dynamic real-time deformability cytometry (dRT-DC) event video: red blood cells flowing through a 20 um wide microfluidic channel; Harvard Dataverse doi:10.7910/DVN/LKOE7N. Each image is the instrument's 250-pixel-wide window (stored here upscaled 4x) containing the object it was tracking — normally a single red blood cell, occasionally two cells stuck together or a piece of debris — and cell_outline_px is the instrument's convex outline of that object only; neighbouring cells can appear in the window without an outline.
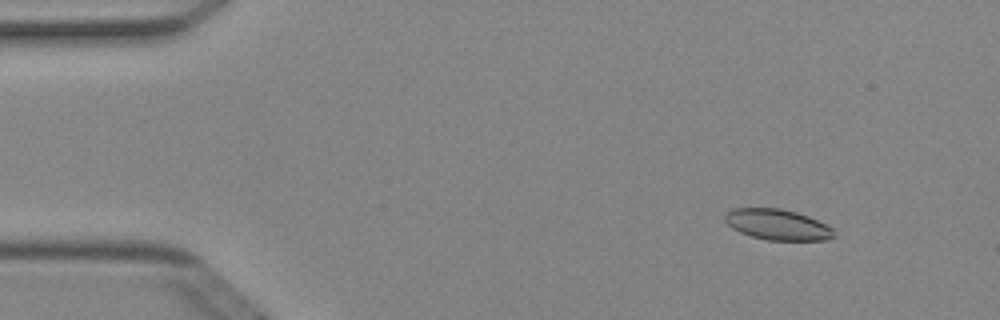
{"species": "Egyptian fruit bat (a non-hibernating species)", "species_latin": "Rousettus aegyptiacus", "temperature_condition": "cold", "stored_images_in_passage": 51, "camera_frame_rate_fps": 3000, "um_per_image_px": 0.085, "animal": {"sex": "female"}, "frame": {"image": 1, "passage_image": 6, "time_ms": 1.667, "image_size_px": [1000, 320], "cell_outline_px": [[836, 236], [828, 240], [768, 240], [752, 236], [740, 232], [732, 228], [724, 220], [724, 216], [732, 208], [780, 208], [796, 212], [808, 216], [828, 224], [832, 228]], "centroid_in_image_um": [66.12, 19.09], "position_along_channel_um": 18.9, "area_um2": 19.59}}
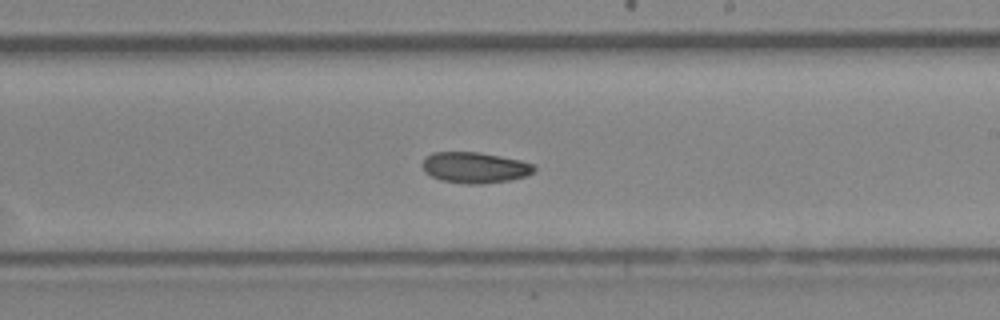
{"frame": {"image": 2, "passage_image": 30, "time_ms": 9.667, "image_size_px": [1000, 320], "cell_outline_px": [[536, 168], [528, 176], [512, 180], [480, 184], [468, 184], [440, 180], [424, 172], [424, 156], [432, 152], [480, 152], [520, 160], [532, 164]], "centroid_in_image_um": [40.36, 14.24], "position_along_channel_um": 248.6, "area_um2": 20.17}}
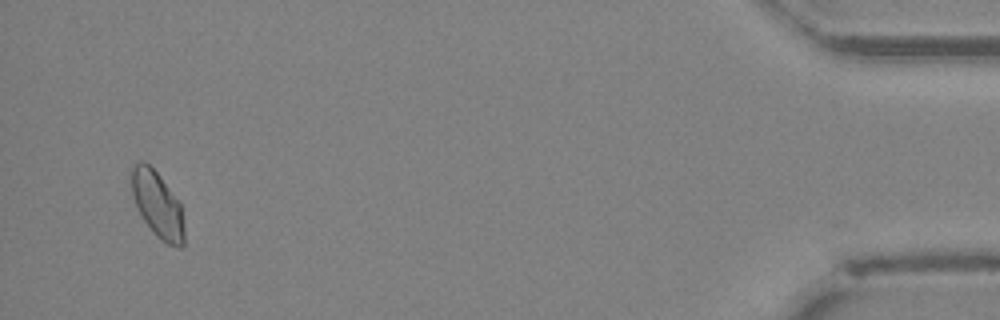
{"frame": {"image": 3, "passage_image": 49, "time_ms": 16.0, "image_size_px": [1000, 320], "cell_outline_px": [[184, 244], [180, 248], [168, 244], [160, 240], [152, 232], [136, 208], [132, 196], [132, 164], [140, 160], [144, 160], [156, 172], [180, 204], [184, 228]], "centroid_in_image_um": [13.36, 17.41], "position_along_channel_um": 421.8, "area_um2": 20.11}, "authors_computed_cell_mechanics": {"area_um2": 20.1144, "velocity_mm_per_s": 4.0045, "shape_relaxation_time_tau1_ms": 6.8256, "shape_relaxation_time_tau2_ms": null, "deformation_change_tau1": 0.0978, "deformation_change_tau2": null}}